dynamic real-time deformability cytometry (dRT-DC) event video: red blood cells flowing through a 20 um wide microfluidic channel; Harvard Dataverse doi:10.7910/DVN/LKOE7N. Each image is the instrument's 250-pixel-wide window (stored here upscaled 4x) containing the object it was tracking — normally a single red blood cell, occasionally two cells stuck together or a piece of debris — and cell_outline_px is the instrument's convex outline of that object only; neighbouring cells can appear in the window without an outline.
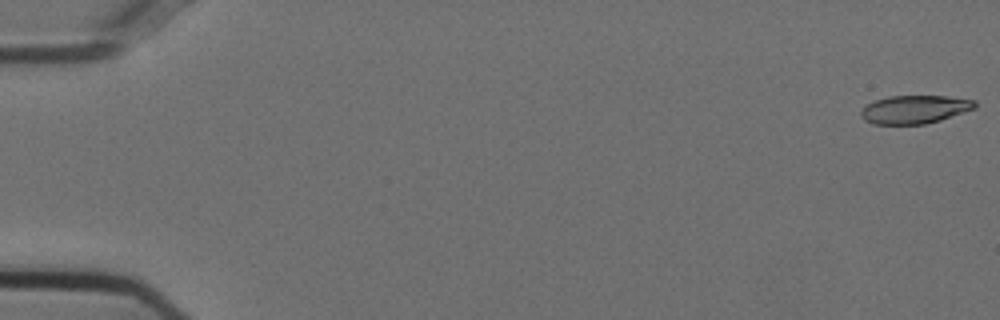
{"species": "Egyptian fruit bat (a non-hibernating species)", "species_latin": "Rousettus aegyptiacus", "temperature_condition": "cold", "stored_images_in_passage": 9, "camera_frame_rate_fps": 3000, "um_per_image_px": 0.085, "animal": {"sex": "female"}, "frame": {"image": 1, "passage_image": 1, "time_ms": 0.0, "image_size_px": [1000, 320], "cell_outline_px": [[976, 108], [940, 120], [924, 124], [872, 124], [864, 120], [860, 116], [860, 112], [868, 104], [876, 100], [888, 96], [944, 96], [976, 100]], "centroid_in_image_um": [77.74, 9.3], "position_along_channel_um": 7.3, "area_um2": 18.67}}